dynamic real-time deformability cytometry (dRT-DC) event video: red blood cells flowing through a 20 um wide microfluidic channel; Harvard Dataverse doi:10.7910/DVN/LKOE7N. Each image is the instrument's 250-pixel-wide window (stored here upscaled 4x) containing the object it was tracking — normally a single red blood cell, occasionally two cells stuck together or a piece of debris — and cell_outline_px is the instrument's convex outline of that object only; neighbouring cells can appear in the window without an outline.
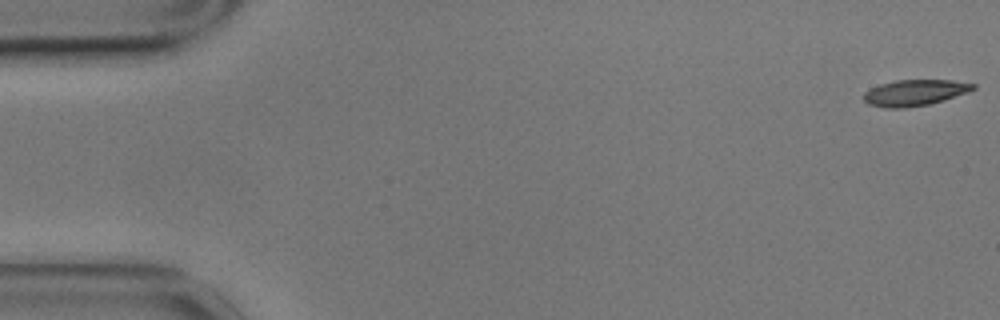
{"species": "common noctule bat (a hibernating species)", "species_latin": "Nyctalus noctula", "temperature_condition": "cold", "stored_images_in_passage": 11, "camera_frame_rate_fps": 3000, "um_per_image_px": 0.085, "animal": {"sex": "male", "body_mass_g": 17.9}, "frame": {"image": 1, "passage_image": 1, "time_ms": 0.0, "image_size_px": [1000, 320], "cell_outline_px": [[976, 88], [968, 92], [944, 100], [928, 104], [904, 108], [884, 108], [868, 104], [864, 100], [864, 92], [880, 84], [896, 80], [952, 80], [976, 84]], "centroid_in_image_um": [77.76, 7.88], "position_along_channel_um": 7.2, "area_um2": 16.59}}